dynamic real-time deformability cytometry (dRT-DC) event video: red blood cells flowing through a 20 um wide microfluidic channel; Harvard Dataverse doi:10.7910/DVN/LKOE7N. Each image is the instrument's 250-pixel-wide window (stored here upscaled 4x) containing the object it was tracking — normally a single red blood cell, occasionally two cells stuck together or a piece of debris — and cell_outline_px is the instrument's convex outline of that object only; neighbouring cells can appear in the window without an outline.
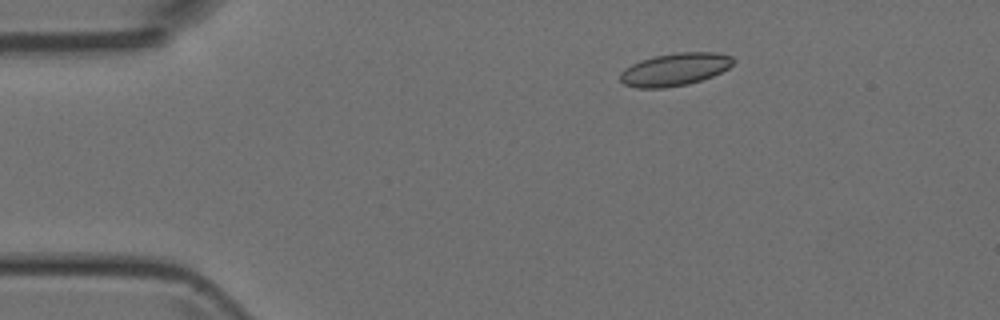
{"species": "Egyptian fruit bat (a non-hibernating species)", "species_latin": "Rousettus aegyptiacus", "temperature_condition": "room temperature", "stored_images_in_passage": 5, "camera_frame_rate_fps": 3000, "um_per_image_px": 0.085, "animal": {"sex": "female"}, "frame": {"image": 1, "passage_image": 3, "time_ms": 2.333, "image_size_px": [1000, 320], "cell_outline_px": [[732, 64], [728, 68], [712, 76], [688, 84], [664, 88], [636, 88], [624, 84], [620, 80], [620, 72], [624, 68], [640, 60], [656, 56], [676, 52], [716, 52], [732, 56]], "centroid_in_image_um": [57.32, 5.9], "position_along_channel_um": 27.7, "area_um2": 21.44}}
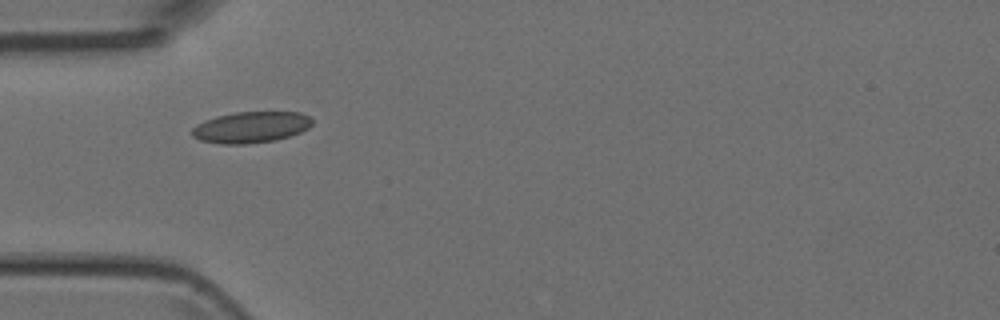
{"frame": {"image": 2, "passage_image": 5, "time_ms": 4.667, "image_size_px": [1000, 320], "cell_outline_px": [[312, 124], [308, 128], [300, 132], [276, 140], [248, 144], [224, 144], [200, 140], [192, 136], [192, 128], [196, 124], [204, 120], [216, 116], [236, 112], [300, 112], [312, 116]], "centroid_in_image_um": [21.34, 10.81], "position_along_channel_um": 63.7, "area_um2": 21.96}}